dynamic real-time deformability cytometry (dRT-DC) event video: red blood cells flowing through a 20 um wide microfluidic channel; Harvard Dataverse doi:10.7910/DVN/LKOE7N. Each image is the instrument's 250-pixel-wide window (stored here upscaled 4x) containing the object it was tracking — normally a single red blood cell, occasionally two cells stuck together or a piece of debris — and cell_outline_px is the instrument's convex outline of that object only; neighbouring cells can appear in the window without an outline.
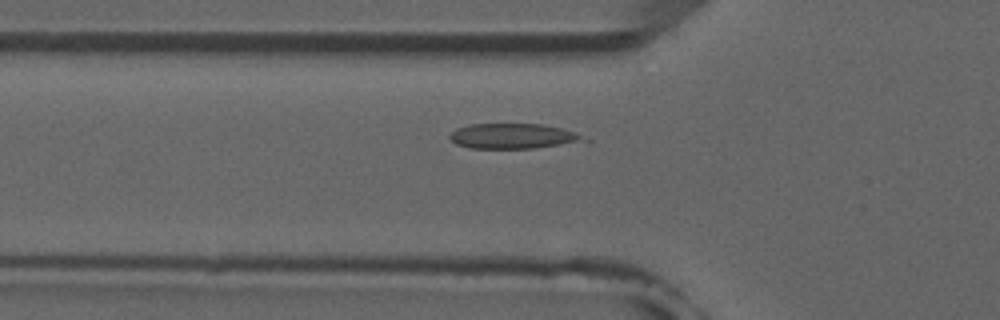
{"species": "common noctule bat (a hibernating species)", "species_latin": "Nyctalus noctula", "temperature_condition": "room temperature", "stored_images_in_passage": 2, "camera_frame_rate_fps": 3000, "um_per_image_px": 0.085, "animal": {"sex": "male", "forearm_length_mm": 52.5}, "frame": {"image": 1, "passage_image": 2, "time_ms": 2.0, "image_size_px": [1000, 320], "cell_outline_px": [[592, 140], [588, 144], [532, 148], [472, 148], [456, 144], [448, 136], [456, 128], [468, 124], [544, 124], [560, 128], [572, 132]], "centroid_in_image_um": [43.75, 11.59], "position_along_channel_um": 82.0, "area_um2": 20.17}}